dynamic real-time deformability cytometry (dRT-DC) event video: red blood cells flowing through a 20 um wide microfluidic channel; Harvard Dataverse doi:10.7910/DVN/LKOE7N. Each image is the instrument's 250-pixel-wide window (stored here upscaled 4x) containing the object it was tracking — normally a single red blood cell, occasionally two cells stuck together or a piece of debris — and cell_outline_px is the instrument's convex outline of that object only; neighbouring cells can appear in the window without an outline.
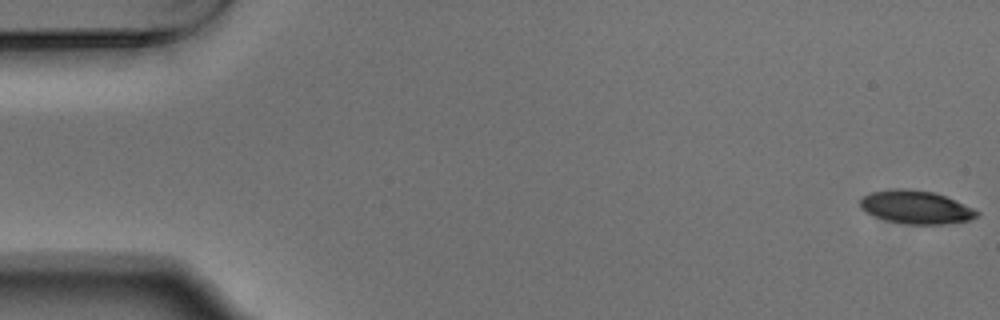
{"species": "Egyptian fruit bat (a non-hibernating species)", "species_latin": "Rousettus aegyptiacus", "temperature_condition": "warm", "stored_images_in_passage": 54, "camera_frame_rate_fps": 3000, "um_per_image_px": 0.085, "animal": {"sex": "male"}, "frame": {"image": 1, "passage_image": 1, "time_ms": 0.0, "image_size_px": [1000, 320], "cell_outline_px": [[980, 216], [968, 220], [948, 224], [908, 224], [888, 220], [872, 216], [860, 208], [860, 200], [864, 196], [872, 192], [888, 188], [904, 188], [932, 192], [956, 200], [980, 212]], "centroid_in_image_um": [77.85, 17.61], "position_along_channel_um": 7.2, "area_um2": 22.6}}
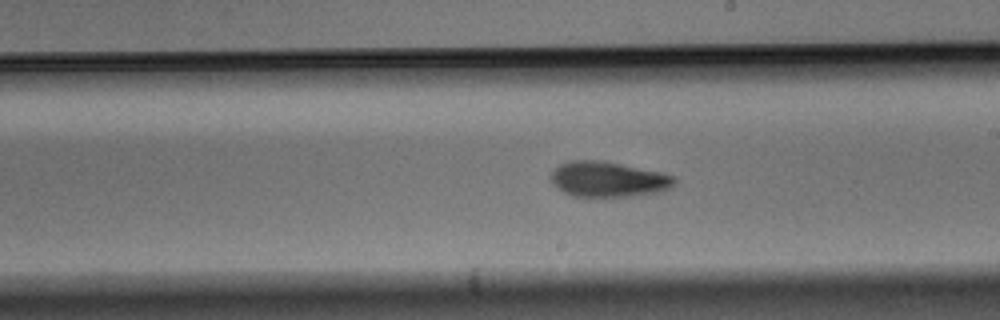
{"frame": {"image": 2, "passage_image": 31, "time_ms": 10.0, "image_size_px": [1000, 320], "cell_outline_px": [[676, 184], [672, 188], [664, 192], [628, 196], [572, 196], [564, 192], [552, 184], [552, 172], [560, 164], [572, 160], [600, 160], [660, 172], [676, 176]], "centroid_in_image_um": [51.75, 15.24], "position_along_channel_um": 237.2, "area_um2": 25.43}}
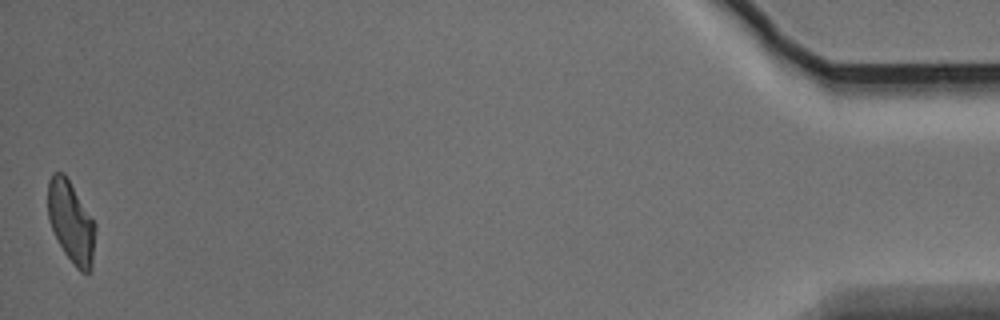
{"frame": {"image": 3, "passage_image": 54, "time_ms": 17.667, "image_size_px": [1000, 320], "cell_outline_px": [[96, 228], [92, 268], [88, 272], [80, 272], [76, 268], [64, 252], [48, 220], [48, 180], [52, 172], [64, 172], [96, 224]], "centroid_in_image_um": [6.05, 18.87], "position_along_channel_um": 429.2, "area_um2": 22.54}, "authors_computed_cell_mechanics": {"area_um2": 24.1026, "velocity_mm_per_s": 3.7271, "shape_relaxation_time_tau1_ms": 3.7499, "shape_relaxation_time_tau2_ms": 5.2856, "deformation_change_tau1": 0.1426, "deformation_change_tau2": 0.129}}